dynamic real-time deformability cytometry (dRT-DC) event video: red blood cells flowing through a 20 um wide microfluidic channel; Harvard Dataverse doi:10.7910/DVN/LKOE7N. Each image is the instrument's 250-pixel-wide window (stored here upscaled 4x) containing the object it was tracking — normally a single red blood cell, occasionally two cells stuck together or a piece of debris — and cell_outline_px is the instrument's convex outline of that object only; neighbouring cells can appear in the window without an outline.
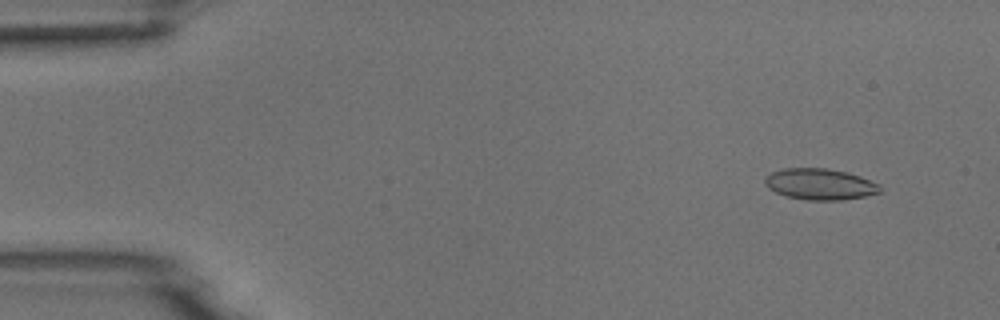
{"species": "common noctule bat (a hibernating species)", "species_latin": "Nyctalus noctula", "temperature_condition": "room temperature", "stored_images_in_passage": 6, "camera_frame_rate_fps": 3000, "um_per_image_px": 0.085, "animal": {"sex": "male", "body_mass_g": 18.8}, "frame": {"image": 1, "passage_image": 2, "time_ms": 1.333, "image_size_px": [1000, 320], "cell_outline_px": [[880, 192], [864, 196], [844, 200], [808, 200], [788, 196], [776, 192], [768, 188], [764, 184], [764, 176], [772, 172], [784, 168], [824, 168], [848, 172], [860, 176], [880, 184]], "centroid_in_image_um": [69.68, 15.65], "position_along_channel_um": 15.3, "area_um2": 20.92}}
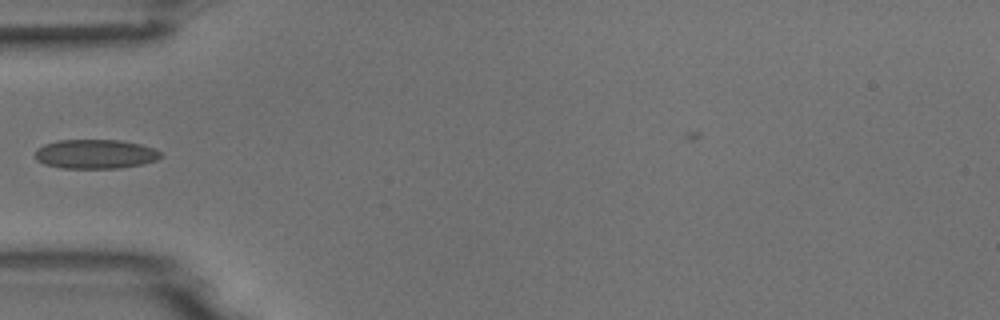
{"frame": {"image": 2, "passage_image": 5, "time_ms": 5.667, "image_size_px": [1000, 320], "cell_outline_px": [[164, 156], [156, 160], [140, 164], [120, 168], [60, 168], [44, 164], [36, 160], [36, 152], [44, 144], [56, 140], [120, 140], [140, 144], [152, 148], [160, 152]], "centroid_in_image_um": [8.1, 13.09], "position_along_channel_um": 76.9, "area_um2": 21.33}}